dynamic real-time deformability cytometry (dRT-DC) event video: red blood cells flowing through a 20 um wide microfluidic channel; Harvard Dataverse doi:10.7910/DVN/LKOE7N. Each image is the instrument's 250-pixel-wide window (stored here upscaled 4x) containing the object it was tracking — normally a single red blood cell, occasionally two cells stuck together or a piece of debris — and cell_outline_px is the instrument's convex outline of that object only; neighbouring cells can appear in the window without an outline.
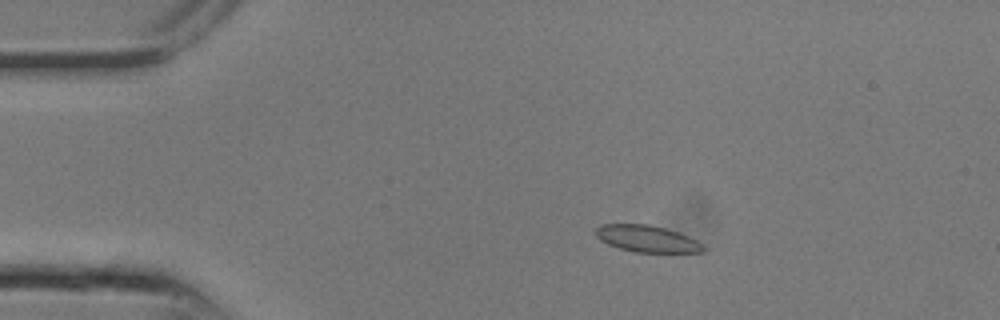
{"species": "common noctule bat (a hibernating species)", "species_latin": "Nyctalus noctula", "temperature_condition": "room temperature", "stored_images_in_passage": 10, "camera_frame_rate_fps": 3000, "um_per_image_px": 0.085, "animal": {"sex": "male", "body_mass_g": 13.3}, "frame": {"image": 1, "passage_image": 4, "time_ms": 1.0, "image_size_px": [1000, 320], "cell_outline_px": [[704, 252], [636, 252], [620, 248], [608, 244], [600, 240], [596, 236], [596, 228], [600, 224], [648, 224], [664, 228], [688, 236], [704, 244]], "centroid_in_image_um": [54.99, 20.29], "position_along_channel_um": 30.0, "area_um2": 16.59}}
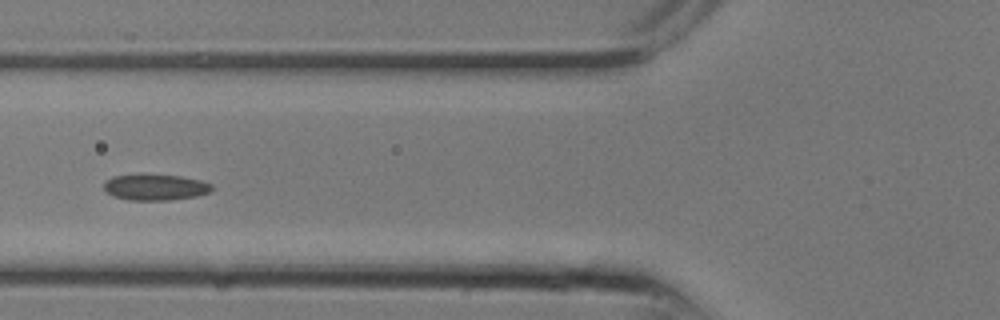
{"frame": {"image": 2, "passage_image": 9, "time_ms": 2.667, "image_size_px": [1000, 320], "cell_outline_px": [[212, 192], [196, 196], [168, 200], [128, 200], [112, 196], [104, 192], [104, 180], [112, 176], [140, 172], [144, 172], [180, 176], [200, 180], [212, 184]], "centroid_in_image_um": [13.13, 15.88], "position_along_channel_um": 112.7, "area_um2": 17.17}}